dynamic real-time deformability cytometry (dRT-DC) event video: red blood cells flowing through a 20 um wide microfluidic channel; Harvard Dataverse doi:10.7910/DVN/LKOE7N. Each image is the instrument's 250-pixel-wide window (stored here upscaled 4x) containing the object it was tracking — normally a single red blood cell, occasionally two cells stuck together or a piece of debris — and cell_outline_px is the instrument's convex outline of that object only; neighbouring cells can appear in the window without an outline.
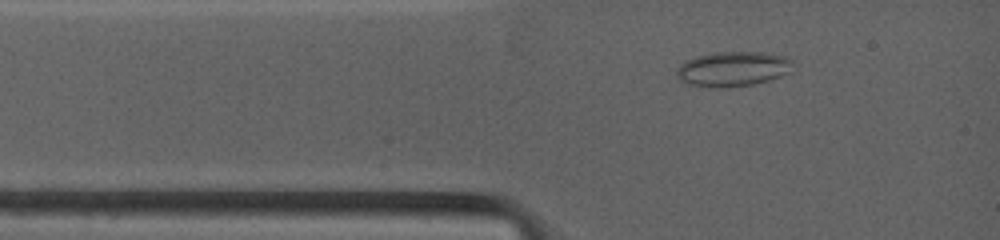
{"species": "common noctule bat (a hibernating species)", "species_latin": "Nyctalus noctula", "temperature_condition": "warm", "stored_images_in_passage": 19, "camera_frame_rate_fps": 4500, "um_per_image_px": 0.085, "animal": {"sex": "female", "body_mass_g": 19.0, "forearm_length_mm": 53.3}, "frame": {"image": 1, "passage_image": 2, "time_ms": 0.667, "image_size_px": [1000, 240], "cell_outline_px": [[792, 72], [768, 80], [752, 84], [720, 88], [716, 88], [688, 84], [680, 80], [676, 76], [676, 68], [680, 64], [696, 56], [716, 52], [764, 52], [784, 56], [792, 60]], "centroid_in_image_um": [62.29, 5.86], "position_along_channel_um": 22.7, "area_um2": 23.64}}
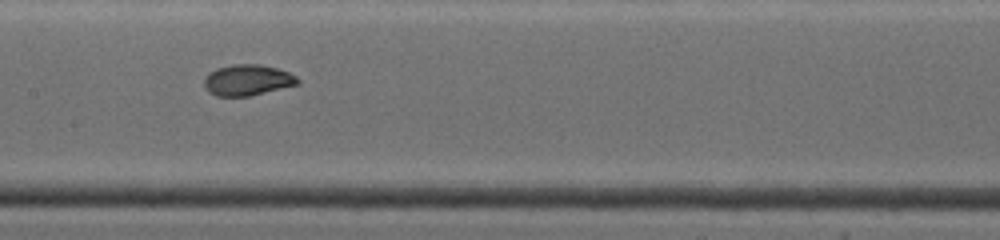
{"frame": {"image": 2, "passage_image": 9, "time_ms": 5.111, "image_size_px": [1000, 240], "cell_outline_px": [[300, 84], [248, 96], [216, 96], [208, 92], [204, 84], [204, 80], [216, 68], [232, 64], [260, 64], [276, 68], [288, 72], [296, 76], [300, 80]], "centroid_in_image_um": [21.06, 6.81], "position_along_channel_um": 186.3, "area_um2": 16.76}}
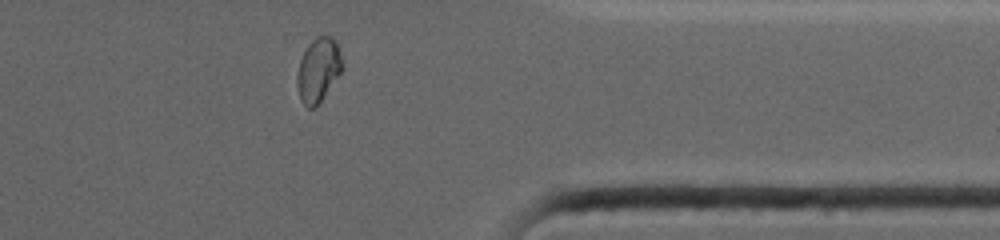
{"frame": {"image": 3, "passage_image": 17, "time_ms": 10.444, "image_size_px": [1000, 240], "cell_outline_px": [[344, 68], [316, 108], [308, 108], [300, 100], [296, 84], [296, 76], [300, 60], [308, 44], [316, 36], [332, 36], [336, 40], [344, 64]], "centroid_in_image_um": [27.07, 5.95], "position_along_channel_um": 384.3, "area_um2": 17.17}}